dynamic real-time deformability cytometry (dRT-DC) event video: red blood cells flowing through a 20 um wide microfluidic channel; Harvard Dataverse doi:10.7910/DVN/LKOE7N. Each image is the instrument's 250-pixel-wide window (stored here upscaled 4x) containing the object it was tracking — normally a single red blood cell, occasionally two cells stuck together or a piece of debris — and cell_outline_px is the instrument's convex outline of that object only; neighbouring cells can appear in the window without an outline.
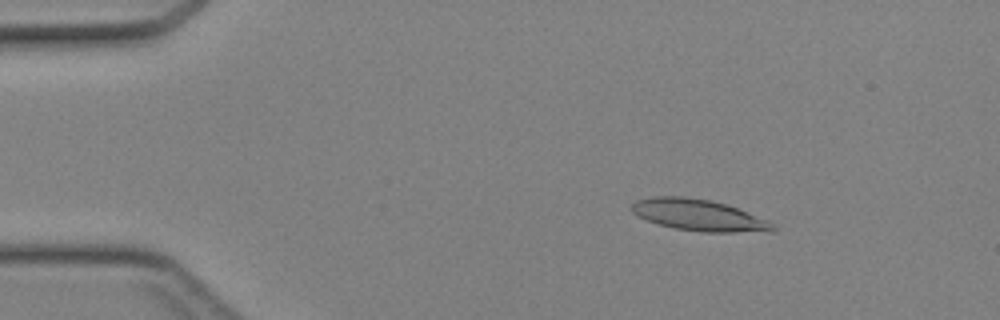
{"species": "Egyptian fruit bat (a non-hibernating species)", "species_latin": "Rousettus aegyptiacus", "temperature_condition": "cold", "stored_images_in_passage": 45, "camera_frame_rate_fps": 3000, "um_per_image_px": 0.085, "animal": {"sex": "female"}, "frame": {"image": 1, "passage_image": 7, "time_ms": 2.0, "image_size_px": [1000, 320], "cell_outline_px": [[776, 228], [772, 232], [704, 232], [676, 228], [660, 224], [648, 220], [632, 212], [632, 204], [636, 200], [652, 196], [684, 196], [712, 200], [728, 204], [768, 220], [776, 224]], "centroid_in_image_um": [59.47, 18.28], "position_along_channel_um": 25.5, "area_um2": 25.95}}
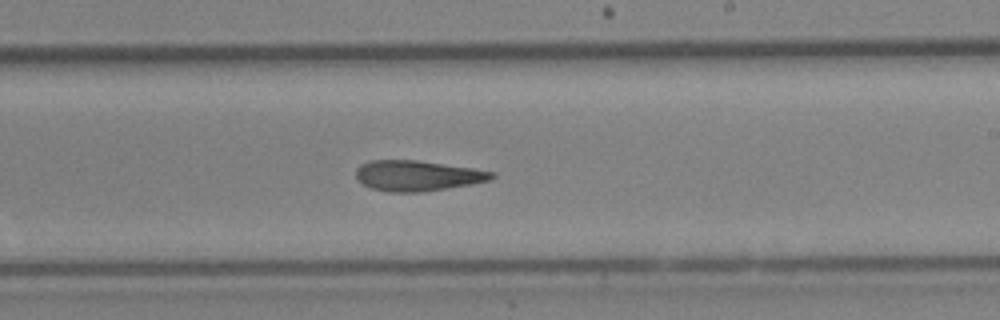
{"frame": {"image": 2, "passage_image": 27, "time_ms": 8.667, "image_size_px": [1000, 320], "cell_outline_px": [[496, 176], [492, 180], [472, 184], [420, 192], [388, 192], [372, 188], [364, 184], [356, 176], [356, 168], [360, 164], [368, 160], [416, 160], [472, 168], [496, 172]], "centroid_in_image_um": [35.5, 14.93], "position_along_channel_um": 253.5, "area_um2": 24.1}}
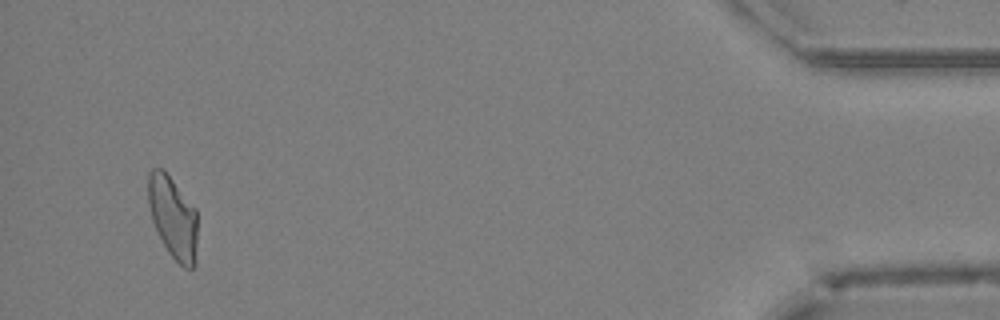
{"frame": {"image": 3, "passage_image": 43, "time_ms": 14.0, "image_size_px": [1000, 320], "cell_outline_px": [[196, 264], [192, 268], [184, 268], [168, 252], [152, 220], [148, 204], [148, 172], [152, 168], [164, 168], [196, 208]], "centroid_in_image_um": [14.7, 18.43], "position_along_channel_um": 420.5, "area_um2": 23.7}}